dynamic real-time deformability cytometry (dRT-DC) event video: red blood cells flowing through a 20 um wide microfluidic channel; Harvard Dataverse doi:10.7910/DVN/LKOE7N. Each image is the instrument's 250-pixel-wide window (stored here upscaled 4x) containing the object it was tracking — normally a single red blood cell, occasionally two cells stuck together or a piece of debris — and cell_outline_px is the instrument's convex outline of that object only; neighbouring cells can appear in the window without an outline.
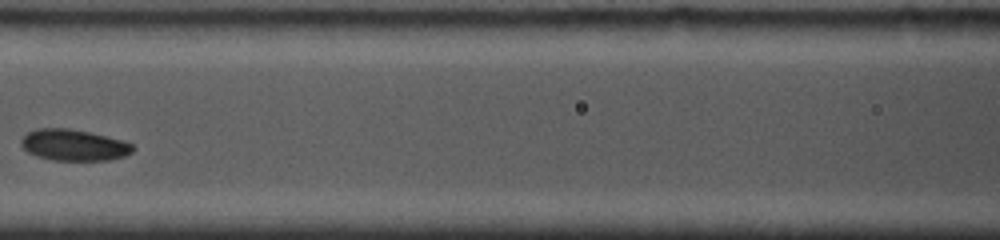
{"species": "common noctule bat (a hibernating species)", "species_latin": "Nyctalus noctula", "temperature_condition": "cold", "stored_images_in_passage": 20, "camera_frame_rate_fps": 5000, "um_per_image_px": 0.085, "animal": {"sex": "female", "body_mass_g": 19.0, "forearm_length_mm": 53.3}, "frame": {"image": 1, "passage_image": 6, "time_ms": 2.8, "image_size_px": [1000, 240], "cell_outline_px": [[136, 148], [132, 152], [124, 156], [108, 160], [52, 160], [36, 156], [28, 152], [20, 144], [20, 140], [28, 132], [36, 128], [68, 128], [88, 132], [124, 140], [132, 144]], "centroid_in_image_um": [6.27, 12.33], "position_along_channel_um": 160.3, "area_um2": 20.4}}
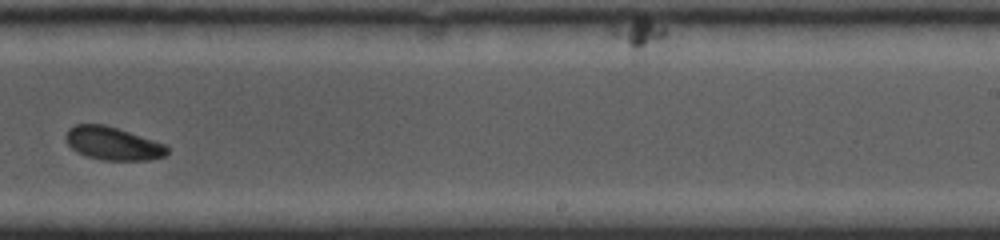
{"frame": {"image": 2, "passage_image": 12, "time_ms": 6.0, "image_size_px": [1000, 240], "cell_outline_px": [[168, 152], [164, 156], [148, 160], [100, 160], [84, 156], [72, 148], [68, 144], [64, 136], [68, 128], [76, 124], [104, 124], [164, 144], [168, 148]], "centroid_in_image_um": [9.54, 12.2], "position_along_channel_um": 279.5, "area_um2": 19.42}, "authors_computed_cell_mechanics": {"area_um2": 20.3745, "velocity_mm_per_s": 3.733, "shape_relaxation_time_tau1_ms": 2.6888, "shape_relaxation_time_tau2_ms": 4.2134, "deformation_change_tau1": 0.0884, "deformation_change_tau2": 0.0763}}